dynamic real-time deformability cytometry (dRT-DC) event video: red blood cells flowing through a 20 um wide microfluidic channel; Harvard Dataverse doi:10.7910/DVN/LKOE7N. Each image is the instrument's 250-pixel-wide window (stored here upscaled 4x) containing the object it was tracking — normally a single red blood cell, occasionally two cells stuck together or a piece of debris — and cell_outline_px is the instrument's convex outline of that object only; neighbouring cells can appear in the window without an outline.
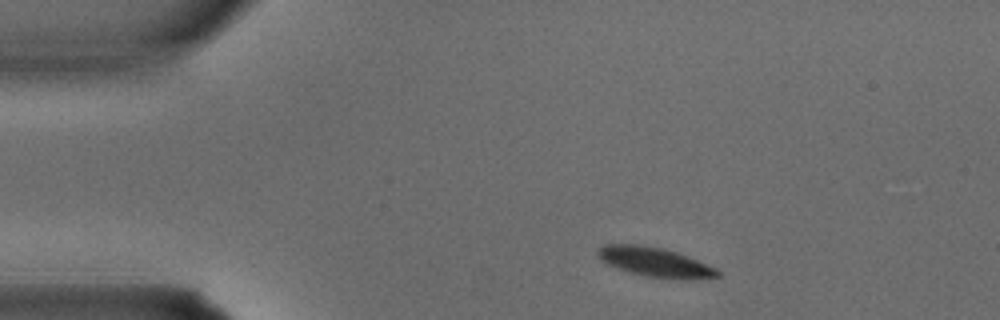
{"species": "common noctule bat (a hibernating species)", "species_latin": "Nyctalus noctula", "temperature_condition": "warm", "stored_images_in_passage": 3, "segment_of_instrument_passage": [2, 2], "camera_frame_rate_fps": 3000, "um_per_image_px": 0.085, "animal": {"sex": "male", "body_mass_g": 15.6}, "frame": {"image": 1, "passage_image": 3, "time_ms": 0.667, "image_size_px": [1000, 320], "cell_outline_px": [[720, 276], [680, 280], [644, 276], [616, 268], [608, 264], [596, 252], [604, 244], [636, 244], [664, 248], [688, 256], [716, 268], [720, 272]], "centroid_in_image_um": [55.69, 22.28], "position_along_channel_um": 29.3, "area_um2": 20.4}}